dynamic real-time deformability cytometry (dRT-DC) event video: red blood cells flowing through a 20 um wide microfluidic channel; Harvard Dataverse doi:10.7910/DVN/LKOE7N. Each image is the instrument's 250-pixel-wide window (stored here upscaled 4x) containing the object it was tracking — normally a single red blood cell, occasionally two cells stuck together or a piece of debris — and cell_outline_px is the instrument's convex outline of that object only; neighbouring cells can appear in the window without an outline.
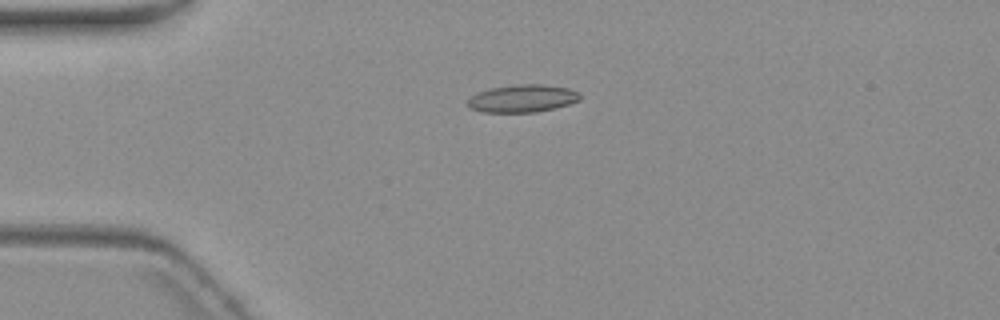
{"species": "common noctule bat (a hibernating species)", "species_latin": "Nyctalus noctula", "temperature_condition": "warm", "stored_images_in_passage": 3, "camera_frame_rate_fps": 3000, "um_per_image_px": 0.085, "animal": {"sex": "female", "body_mass_g": 19.3, "forearm_length_mm": 54.1}, "frame": {"image": 1, "passage_image": 1, "time_ms": 0.0, "image_size_px": [1000, 320], "cell_outline_px": [[580, 100], [568, 104], [536, 112], [484, 112], [468, 108], [468, 100], [472, 96], [480, 92], [492, 88], [520, 84], [544, 84], [568, 88], [580, 92]], "centroid_in_image_um": [44.43, 8.37], "position_along_channel_um": 40.6, "area_um2": 17.86}}
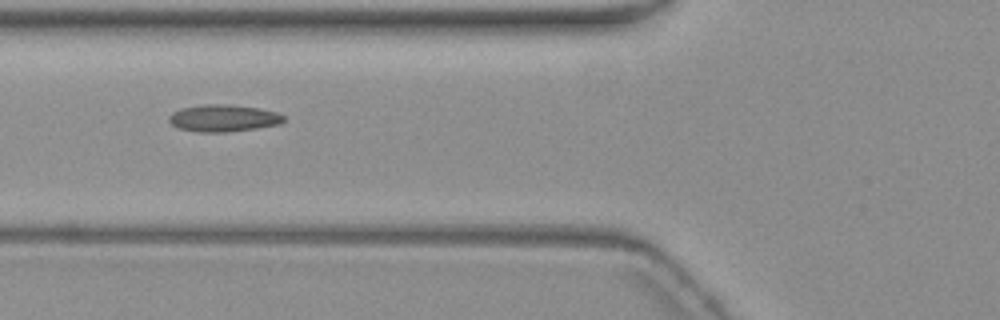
{"frame": {"image": 2, "passage_image": 3, "time_ms": 2.667, "image_size_px": [1000, 320], "cell_outline_px": [[284, 120], [280, 124], [256, 128], [224, 132], [196, 132], [176, 128], [168, 120], [168, 116], [172, 112], [180, 108], [204, 104], [232, 104], [260, 108], [276, 112], [284, 116]], "centroid_in_image_um": [18.95, 10.03], "position_along_channel_um": 106.9, "area_um2": 18.26}}